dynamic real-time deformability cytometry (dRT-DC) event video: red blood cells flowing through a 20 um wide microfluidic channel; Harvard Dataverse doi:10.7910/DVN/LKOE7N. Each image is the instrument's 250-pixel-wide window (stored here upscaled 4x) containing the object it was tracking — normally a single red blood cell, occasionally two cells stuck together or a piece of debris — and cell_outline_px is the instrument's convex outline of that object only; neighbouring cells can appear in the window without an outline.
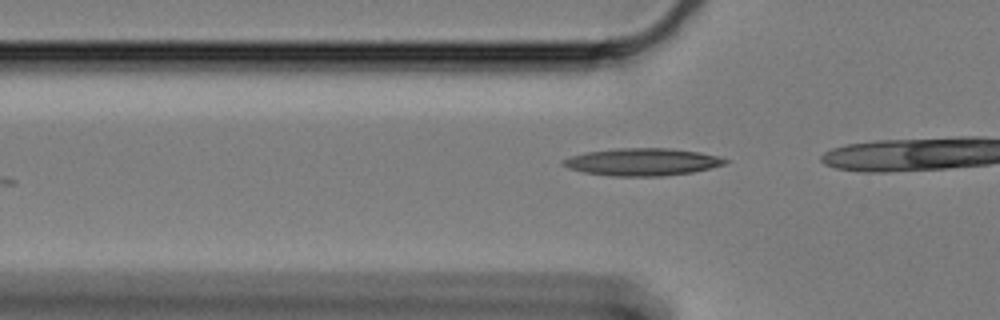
{"species": "Egyptian fruit bat (a non-hibernating species)", "species_latin": "Rousettus aegyptiacus", "temperature_condition": "cold", "stored_images_in_passage": 8, "camera_frame_rate_fps": 3000, "um_per_image_px": 0.085, "animal": {"sex": "female"}, "frame": {"image": 1, "passage_image": 3, "time_ms": 0.667, "image_size_px": [1000, 320], "cell_outline_px": [[728, 160], [724, 164], [692, 172], [660, 176], [612, 176], [584, 172], [568, 168], [560, 164], [564, 160], [572, 156], [584, 152], [616, 148], [668, 148], [700, 152], [720, 156]], "centroid_in_image_um": [54.58, 13.76], "position_along_channel_um": 71.2, "area_um2": 25.72}}
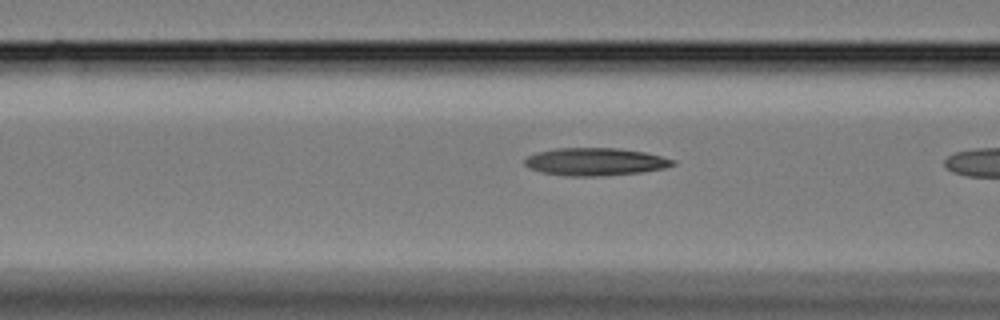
{"frame": {"image": 2, "passage_image": 7, "time_ms": 2.0, "image_size_px": [1000, 320], "cell_outline_px": [[676, 164], [664, 168], [640, 172], [600, 176], [568, 176], [540, 172], [528, 168], [524, 164], [524, 160], [528, 156], [536, 152], [556, 148], [616, 148], [644, 152], [676, 160]], "centroid_in_image_um": [50.56, 13.75], "position_along_channel_um": 116.0, "area_um2": 23.87}}